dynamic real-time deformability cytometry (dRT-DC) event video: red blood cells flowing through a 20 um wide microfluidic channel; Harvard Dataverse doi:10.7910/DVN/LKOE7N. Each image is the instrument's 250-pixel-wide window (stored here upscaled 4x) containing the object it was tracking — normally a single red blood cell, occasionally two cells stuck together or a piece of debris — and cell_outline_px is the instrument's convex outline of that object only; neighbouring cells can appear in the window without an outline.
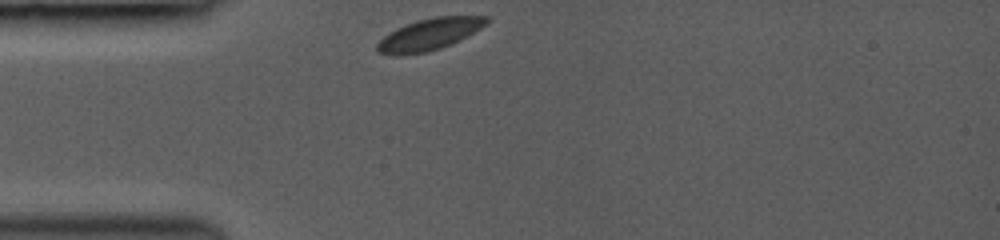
{"species": "common noctule bat (a hibernating species)", "species_latin": "Nyctalus noctula", "temperature_condition": "room temperature", "stored_images_in_passage": 24, "camera_frame_rate_fps": 3000, "um_per_image_px": 0.085, "animal": {"sex": "female", "body_mass_g": 19.0, "forearm_length_mm": 53.3}, "frame": {"image": 1, "passage_image": 1, "time_ms": 0.0, "image_size_px": [1000, 240], "cell_outline_px": [[488, 20], [480, 28], [440, 48], [428, 52], [396, 56], [376, 52], [376, 44], [384, 36], [396, 28], [420, 20], [436, 16], [488, 16]], "centroid_in_image_um": [36.41, 2.93], "position_along_channel_um": 48.6, "area_um2": 19.65}}
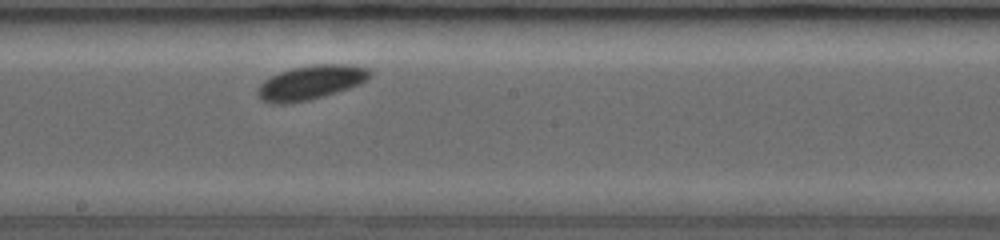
{"frame": {"image": 2, "passage_image": 14, "time_ms": 4.667, "image_size_px": [1000, 240], "cell_outline_px": [[372, 76], [368, 80], [360, 84], [324, 96], [292, 104], [272, 104], [260, 100], [256, 96], [256, 88], [264, 80], [280, 72], [292, 68], [316, 64], [352, 64], [368, 68], [372, 72]], "centroid_in_image_um": [26.4, 7.02], "position_along_channel_um": 221.8, "area_um2": 22.77}}
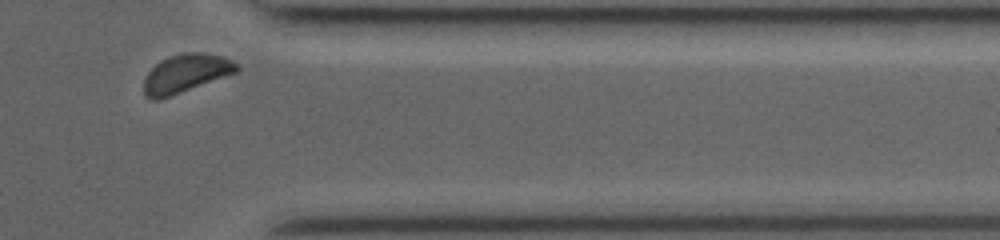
{"frame": {"image": 3, "passage_image": 24, "time_ms": 9.0, "image_size_px": [1000, 240], "cell_outline_px": [[240, 68], [236, 72], [180, 92], [156, 100], [152, 100], [144, 96], [144, 80], [148, 72], [160, 60], [168, 56], [184, 52], [204, 52], [220, 56], [232, 60], [240, 64]], "centroid_in_image_um": [15.78, 6.21], "position_along_channel_um": 395.6, "area_um2": 20.52}, "authors_computed_cell_mechanics": {"area_um2": 20.9525, "velocity_mm_per_s": 4.0086, "shape_relaxation_time_tau1_ms": 0.8163, "shape_relaxation_time_tau2_ms": null, "deformation_change_tau1": 0.0462, "deformation_change_tau2": null}}